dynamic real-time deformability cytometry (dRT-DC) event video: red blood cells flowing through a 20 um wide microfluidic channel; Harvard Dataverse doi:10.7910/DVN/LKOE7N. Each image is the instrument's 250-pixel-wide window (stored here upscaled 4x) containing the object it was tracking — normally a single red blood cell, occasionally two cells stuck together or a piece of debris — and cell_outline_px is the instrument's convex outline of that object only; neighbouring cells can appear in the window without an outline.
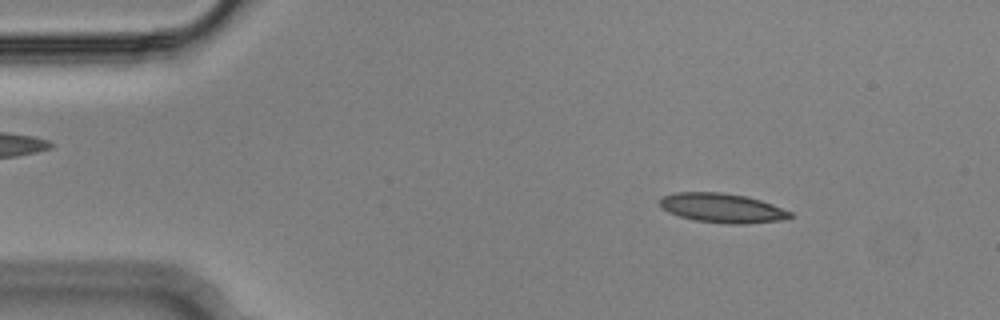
{"species": "Egyptian fruit bat (a non-hibernating species)", "species_latin": "Rousettus aegyptiacus", "temperature_condition": "cold", "stored_images_in_passage": 51, "camera_frame_rate_fps": 3000, "um_per_image_px": 0.085, "animal": {"sex": "male"}, "frame": {"image": 1, "passage_image": 4, "time_ms": 1.0, "image_size_px": [1000, 320], "cell_outline_px": [[792, 216], [784, 220], [744, 224], [728, 224], [696, 220], [680, 216], [668, 212], [660, 208], [660, 200], [664, 196], [676, 192], [720, 192], [748, 196], [772, 204], [792, 212]], "centroid_in_image_um": [61.4, 17.68], "position_along_channel_um": 23.6, "area_um2": 22.31}}
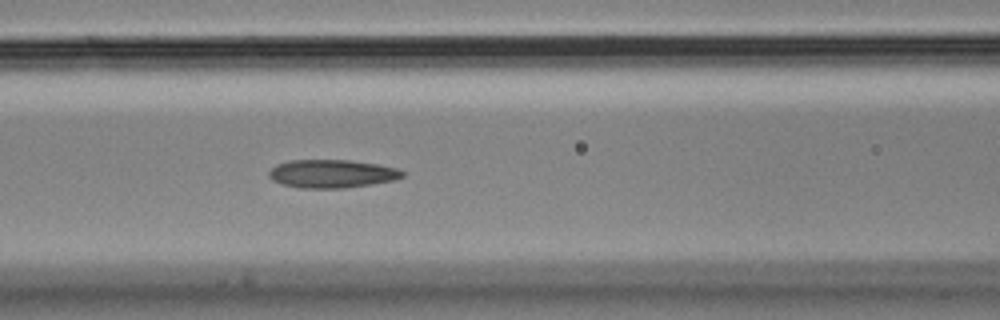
{"frame": {"image": 2, "passage_image": 19, "time_ms": 6.0, "image_size_px": [1000, 320], "cell_outline_px": [[404, 176], [392, 180], [344, 188], [300, 188], [284, 184], [272, 180], [268, 176], [268, 172], [276, 164], [288, 160], [348, 160], [376, 164], [396, 168], [404, 172]], "centroid_in_image_um": [28.16, 14.76], "position_along_channel_um": 138.4, "area_um2": 21.73}}
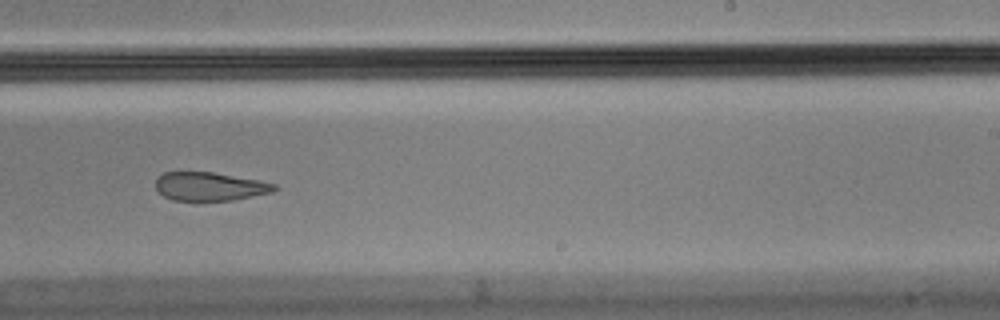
{"frame": {"image": 3, "passage_image": 30, "time_ms": 9.667, "image_size_px": [1000, 320], "cell_outline_px": [[280, 188], [272, 192], [232, 200], [196, 204], [172, 200], [164, 196], [156, 188], [156, 176], [164, 172], [212, 172], [260, 180], [276, 184]], "centroid_in_image_um": [17.81, 15.89], "position_along_channel_um": 271.2, "area_um2": 20.58}, "authors_computed_cell_mechanics": {"area_um2": 22.1374, "velocity_mm_per_s": 3.6277, "shape_relaxation_time_tau1_ms": null, "shape_relaxation_time_tau2_ms": 3.1301, "deformation_change_tau1": null, "deformation_change_tau2": 0.1048}}